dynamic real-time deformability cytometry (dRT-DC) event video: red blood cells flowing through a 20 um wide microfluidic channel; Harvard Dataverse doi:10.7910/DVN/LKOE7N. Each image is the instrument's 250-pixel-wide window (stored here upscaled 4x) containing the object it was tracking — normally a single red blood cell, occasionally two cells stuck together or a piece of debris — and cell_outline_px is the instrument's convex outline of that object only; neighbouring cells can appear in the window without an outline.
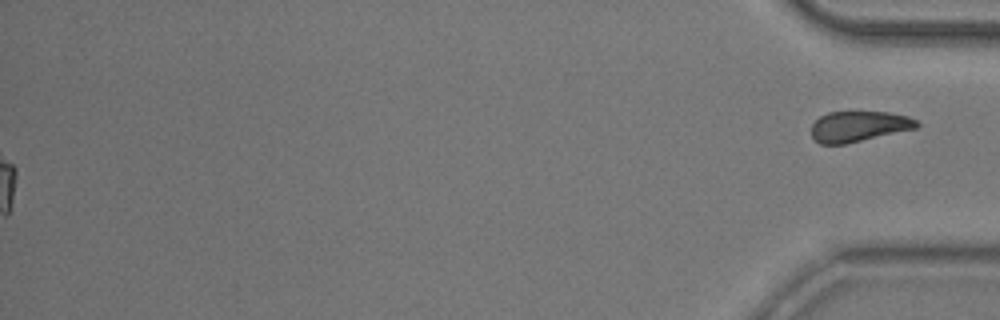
{"species": "common noctule bat (a hibernating species)", "species_latin": "Nyctalus noctula", "temperature_condition": "room temperature", "stored_images_in_passage": 41, "segment_of_instrument_passage": [2, 2], "camera_frame_rate_fps": 3000, "um_per_image_px": 0.085, "animal": {"sex": "male", "body_mass_g": 20.5, "forearm_length_mm": 52.5}, "frame": {"image": 1, "passage_image": 41, "time_ms": 13.333, "image_size_px": [1000, 320], "cell_outline_px": [[920, 124], [916, 128], [844, 144], [820, 144], [812, 136], [812, 124], [820, 116], [828, 112], [888, 112], [908, 116], [916, 120]], "centroid_in_image_um": [72.99, 10.73], "position_along_channel_um": 362.2, "area_um2": 18.55}}